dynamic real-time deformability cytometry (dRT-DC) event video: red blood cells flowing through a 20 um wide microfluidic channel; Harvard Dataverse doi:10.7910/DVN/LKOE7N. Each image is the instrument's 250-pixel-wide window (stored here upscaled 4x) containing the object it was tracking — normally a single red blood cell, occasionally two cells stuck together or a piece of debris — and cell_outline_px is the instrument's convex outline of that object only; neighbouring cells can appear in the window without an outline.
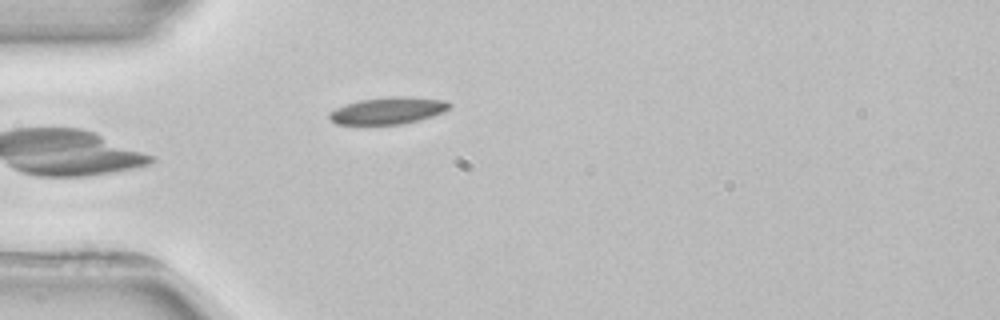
{"species": "common noctule bat (a hibernating species)", "species_latin": "Nyctalus noctula", "temperature_condition": "room temperature", "stored_images_in_passage": 4, "camera_frame_rate_fps": 3000, "um_per_image_px": 0.085, "animal": {"sex": "female", "body_mass_g": 22.7, "forearm_length_mm": 54.2}, "frame": {"image": 1, "passage_image": 4, "time_ms": 4.667, "image_size_px": [1000, 320], "cell_outline_px": [[452, 104], [444, 112], [432, 116], [400, 124], [336, 124], [328, 116], [328, 112], [344, 104], [360, 100], [396, 96], [404, 96], [444, 100]], "centroid_in_image_um": [32.96, 9.39], "position_along_channel_um": 52.0, "area_um2": 18.61}}